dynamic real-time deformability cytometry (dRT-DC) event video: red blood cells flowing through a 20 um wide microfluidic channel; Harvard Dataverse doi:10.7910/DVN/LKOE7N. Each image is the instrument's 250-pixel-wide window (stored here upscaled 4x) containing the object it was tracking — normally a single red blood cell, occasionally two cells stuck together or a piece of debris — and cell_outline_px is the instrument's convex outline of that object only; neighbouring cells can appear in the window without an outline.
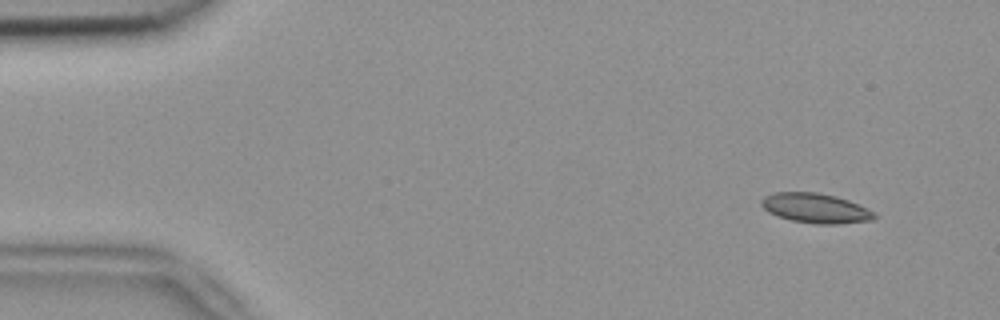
{"species": "common noctule bat (a hibernating species)", "species_latin": "Nyctalus noctula", "temperature_condition": "room temperature", "stored_images_in_passage": 4, "camera_frame_rate_fps": 3000, "um_per_image_px": 0.085, "animal": {"sex": "female", "body_mass_g": 18.4}, "frame": {"image": 1, "passage_image": 1, "time_ms": 0.0, "image_size_px": [1000, 320], "cell_outline_px": [[876, 216], [872, 220], [836, 224], [816, 224], [792, 220], [776, 216], [768, 212], [760, 204], [760, 200], [764, 196], [776, 192], [816, 192], [836, 196], [848, 200], [876, 212]], "centroid_in_image_um": [69.3, 17.69], "position_along_channel_um": 15.7, "area_um2": 19.59}}
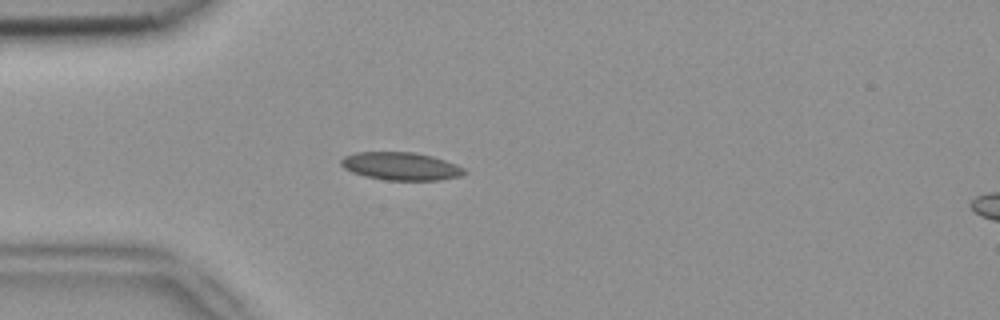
{"frame": {"image": 2, "passage_image": 4, "time_ms": 1.0, "image_size_px": [1000, 320], "cell_outline_px": [[468, 172], [460, 176], [440, 180], [384, 180], [364, 176], [352, 172], [344, 168], [340, 164], [340, 160], [344, 156], [356, 152], [416, 152], [432, 156], [456, 164], [464, 168]], "centroid_in_image_um": [34.07, 14.13], "position_along_channel_um": 50.9, "area_um2": 20.17}}